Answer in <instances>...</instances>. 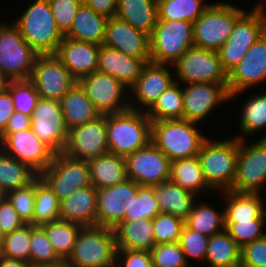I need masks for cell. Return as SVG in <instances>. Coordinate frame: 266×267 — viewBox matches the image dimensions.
<instances>
[{
    "label": "cell",
    "mask_w": 266,
    "mask_h": 267,
    "mask_svg": "<svg viewBox=\"0 0 266 267\" xmlns=\"http://www.w3.org/2000/svg\"><path fill=\"white\" fill-rule=\"evenodd\" d=\"M210 135L203 141L198 157L207 184L215 191L231 190L236 176L238 138ZM221 139V140H220Z\"/></svg>",
    "instance_id": "cell-1"
},
{
    "label": "cell",
    "mask_w": 266,
    "mask_h": 267,
    "mask_svg": "<svg viewBox=\"0 0 266 267\" xmlns=\"http://www.w3.org/2000/svg\"><path fill=\"white\" fill-rule=\"evenodd\" d=\"M24 7L12 19L24 40L38 54H55L64 35L57 27L48 0H31Z\"/></svg>",
    "instance_id": "cell-2"
},
{
    "label": "cell",
    "mask_w": 266,
    "mask_h": 267,
    "mask_svg": "<svg viewBox=\"0 0 266 267\" xmlns=\"http://www.w3.org/2000/svg\"><path fill=\"white\" fill-rule=\"evenodd\" d=\"M204 128L185 119L152 122L151 142L171 161L196 157L203 141L210 135Z\"/></svg>",
    "instance_id": "cell-3"
},
{
    "label": "cell",
    "mask_w": 266,
    "mask_h": 267,
    "mask_svg": "<svg viewBox=\"0 0 266 267\" xmlns=\"http://www.w3.org/2000/svg\"><path fill=\"white\" fill-rule=\"evenodd\" d=\"M230 1H213L193 23L194 47L217 52L225 44L233 31L236 20L250 5L245 3L240 6L239 2Z\"/></svg>",
    "instance_id": "cell-4"
},
{
    "label": "cell",
    "mask_w": 266,
    "mask_h": 267,
    "mask_svg": "<svg viewBox=\"0 0 266 267\" xmlns=\"http://www.w3.org/2000/svg\"><path fill=\"white\" fill-rule=\"evenodd\" d=\"M151 120L144 111L128 109L106 115L109 153L126 157L151 141Z\"/></svg>",
    "instance_id": "cell-5"
},
{
    "label": "cell",
    "mask_w": 266,
    "mask_h": 267,
    "mask_svg": "<svg viewBox=\"0 0 266 267\" xmlns=\"http://www.w3.org/2000/svg\"><path fill=\"white\" fill-rule=\"evenodd\" d=\"M117 250L113 228L84 226L64 264L68 267H115Z\"/></svg>",
    "instance_id": "cell-6"
},
{
    "label": "cell",
    "mask_w": 266,
    "mask_h": 267,
    "mask_svg": "<svg viewBox=\"0 0 266 267\" xmlns=\"http://www.w3.org/2000/svg\"><path fill=\"white\" fill-rule=\"evenodd\" d=\"M7 20H0V70L11 80L30 79L39 54L13 21Z\"/></svg>",
    "instance_id": "cell-7"
},
{
    "label": "cell",
    "mask_w": 266,
    "mask_h": 267,
    "mask_svg": "<svg viewBox=\"0 0 266 267\" xmlns=\"http://www.w3.org/2000/svg\"><path fill=\"white\" fill-rule=\"evenodd\" d=\"M193 46L192 22L157 20L150 36L151 62L173 65Z\"/></svg>",
    "instance_id": "cell-8"
},
{
    "label": "cell",
    "mask_w": 266,
    "mask_h": 267,
    "mask_svg": "<svg viewBox=\"0 0 266 267\" xmlns=\"http://www.w3.org/2000/svg\"><path fill=\"white\" fill-rule=\"evenodd\" d=\"M249 8L236 20L228 40L217 51L227 73L240 63L251 46L266 32V12Z\"/></svg>",
    "instance_id": "cell-9"
},
{
    "label": "cell",
    "mask_w": 266,
    "mask_h": 267,
    "mask_svg": "<svg viewBox=\"0 0 266 267\" xmlns=\"http://www.w3.org/2000/svg\"><path fill=\"white\" fill-rule=\"evenodd\" d=\"M231 190L258 194L266 191V139H238L236 176Z\"/></svg>",
    "instance_id": "cell-10"
},
{
    "label": "cell",
    "mask_w": 266,
    "mask_h": 267,
    "mask_svg": "<svg viewBox=\"0 0 266 267\" xmlns=\"http://www.w3.org/2000/svg\"><path fill=\"white\" fill-rule=\"evenodd\" d=\"M175 81L181 84L199 82L228 84L218 52L198 47L189 48L173 65Z\"/></svg>",
    "instance_id": "cell-11"
},
{
    "label": "cell",
    "mask_w": 266,
    "mask_h": 267,
    "mask_svg": "<svg viewBox=\"0 0 266 267\" xmlns=\"http://www.w3.org/2000/svg\"><path fill=\"white\" fill-rule=\"evenodd\" d=\"M227 86L228 84L207 82L182 84L183 119L203 126L208 123L205 125L208 127L210 125L208 121L215 119L213 114L218 111L217 108L219 111L221 108L223 110L227 103H231Z\"/></svg>",
    "instance_id": "cell-12"
},
{
    "label": "cell",
    "mask_w": 266,
    "mask_h": 267,
    "mask_svg": "<svg viewBox=\"0 0 266 267\" xmlns=\"http://www.w3.org/2000/svg\"><path fill=\"white\" fill-rule=\"evenodd\" d=\"M39 177L50 187L59 201L78 189L91 185L88 161L77 160L65 153H55L52 163Z\"/></svg>",
    "instance_id": "cell-13"
},
{
    "label": "cell",
    "mask_w": 266,
    "mask_h": 267,
    "mask_svg": "<svg viewBox=\"0 0 266 267\" xmlns=\"http://www.w3.org/2000/svg\"><path fill=\"white\" fill-rule=\"evenodd\" d=\"M77 82L101 115L130 109L129 89L113 76L95 71Z\"/></svg>",
    "instance_id": "cell-14"
},
{
    "label": "cell",
    "mask_w": 266,
    "mask_h": 267,
    "mask_svg": "<svg viewBox=\"0 0 266 267\" xmlns=\"http://www.w3.org/2000/svg\"><path fill=\"white\" fill-rule=\"evenodd\" d=\"M40 98L60 101L77 83L55 54H39L30 77Z\"/></svg>",
    "instance_id": "cell-15"
},
{
    "label": "cell",
    "mask_w": 266,
    "mask_h": 267,
    "mask_svg": "<svg viewBox=\"0 0 266 267\" xmlns=\"http://www.w3.org/2000/svg\"><path fill=\"white\" fill-rule=\"evenodd\" d=\"M127 177L140 186H156L170 179L171 160L151 141L126 157Z\"/></svg>",
    "instance_id": "cell-16"
},
{
    "label": "cell",
    "mask_w": 266,
    "mask_h": 267,
    "mask_svg": "<svg viewBox=\"0 0 266 267\" xmlns=\"http://www.w3.org/2000/svg\"><path fill=\"white\" fill-rule=\"evenodd\" d=\"M175 82L172 65L145 63L140 76L129 89L130 109L146 112L157 98Z\"/></svg>",
    "instance_id": "cell-17"
},
{
    "label": "cell",
    "mask_w": 266,
    "mask_h": 267,
    "mask_svg": "<svg viewBox=\"0 0 266 267\" xmlns=\"http://www.w3.org/2000/svg\"><path fill=\"white\" fill-rule=\"evenodd\" d=\"M31 128L55 153L65 150L69 130L64 121L60 101L40 98L31 116Z\"/></svg>",
    "instance_id": "cell-18"
},
{
    "label": "cell",
    "mask_w": 266,
    "mask_h": 267,
    "mask_svg": "<svg viewBox=\"0 0 266 267\" xmlns=\"http://www.w3.org/2000/svg\"><path fill=\"white\" fill-rule=\"evenodd\" d=\"M227 89L230 95L245 90L266 89V32L228 73Z\"/></svg>",
    "instance_id": "cell-19"
},
{
    "label": "cell",
    "mask_w": 266,
    "mask_h": 267,
    "mask_svg": "<svg viewBox=\"0 0 266 267\" xmlns=\"http://www.w3.org/2000/svg\"><path fill=\"white\" fill-rule=\"evenodd\" d=\"M0 148L28 165L40 175L52 163L55 152L40 140L32 128L8 134L1 142Z\"/></svg>",
    "instance_id": "cell-20"
},
{
    "label": "cell",
    "mask_w": 266,
    "mask_h": 267,
    "mask_svg": "<svg viewBox=\"0 0 266 267\" xmlns=\"http://www.w3.org/2000/svg\"><path fill=\"white\" fill-rule=\"evenodd\" d=\"M108 152L106 115L69 130L68 142L63 151L71 158L84 161Z\"/></svg>",
    "instance_id": "cell-21"
},
{
    "label": "cell",
    "mask_w": 266,
    "mask_h": 267,
    "mask_svg": "<svg viewBox=\"0 0 266 267\" xmlns=\"http://www.w3.org/2000/svg\"><path fill=\"white\" fill-rule=\"evenodd\" d=\"M139 187L136 182L127 179L115 186L97 189L96 225L114 228L120 223L137 196Z\"/></svg>",
    "instance_id": "cell-22"
},
{
    "label": "cell",
    "mask_w": 266,
    "mask_h": 267,
    "mask_svg": "<svg viewBox=\"0 0 266 267\" xmlns=\"http://www.w3.org/2000/svg\"><path fill=\"white\" fill-rule=\"evenodd\" d=\"M250 91L245 90L230 95L232 105L234 100H238L237 97L240 96L242 98L239 99L240 105L238 107L240 109L238 111L239 113L237 112V120H239L238 122H234L238 125L234 127H237L239 131L236 135H232L238 139H251L250 136L254 139L258 136V139H266V89H258V91L253 89L252 91L254 92L251 91L252 94ZM255 91L257 92L255 93ZM249 93L250 96H248ZM242 95L244 97L246 96V98L243 99L244 97ZM241 101H243L242 104Z\"/></svg>",
    "instance_id": "cell-23"
},
{
    "label": "cell",
    "mask_w": 266,
    "mask_h": 267,
    "mask_svg": "<svg viewBox=\"0 0 266 267\" xmlns=\"http://www.w3.org/2000/svg\"><path fill=\"white\" fill-rule=\"evenodd\" d=\"M103 45L117 49L129 56L151 61L150 36L119 18H108Z\"/></svg>",
    "instance_id": "cell-24"
},
{
    "label": "cell",
    "mask_w": 266,
    "mask_h": 267,
    "mask_svg": "<svg viewBox=\"0 0 266 267\" xmlns=\"http://www.w3.org/2000/svg\"><path fill=\"white\" fill-rule=\"evenodd\" d=\"M100 45L64 37L55 55L78 81L98 69Z\"/></svg>",
    "instance_id": "cell-25"
},
{
    "label": "cell",
    "mask_w": 266,
    "mask_h": 267,
    "mask_svg": "<svg viewBox=\"0 0 266 267\" xmlns=\"http://www.w3.org/2000/svg\"><path fill=\"white\" fill-rule=\"evenodd\" d=\"M97 71L109 74L130 89L138 79L144 62L117 49L101 45L98 52Z\"/></svg>",
    "instance_id": "cell-26"
},
{
    "label": "cell",
    "mask_w": 266,
    "mask_h": 267,
    "mask_svg": "<svg viewBox=\"0 0 266 267\" xmlns=\"http://www.w3.org/2000/svg\"><path fill=\"white\" fill-rule=\"evenodd\" d=\"M96 217L97 189L92 184L60 201V220L84 227L95 226Z\"/></svg>",
    "instance_id": "cell-27"
},
{
    "label": "cell",
    "mask_w": 266,
    "mask_h": 267,
    "mask_svg": "<svg viewBox=\"0 0 266 267\" xmlns=\"http://www.w3.org/2000/svg\"><path fill=\"white\" fill-rule=\"evenodd\" d=\"M217 194L220 195L218 201L220 200L224 205L225 221L266 219L263 194L242 193L233 190H225Z\"/></svg>",
    "instance_id": "cell-28"
},
{
    "label": "cell",
    "mask_w": 266,
    "mask_h": 267,
    "mask_svg": "<svg viewBox=\"0 0 266 267\" xmlns=\"http://www.w3.org/2000/svg\"><path fill=\"white\" fill-rule=\"evenodd\" d=\"M113 232L117 249L148 251L156 245L153 219L122 220Z\"/></svg>",
    "instance_id": "cell-29"
},
{
    "label": "cell",
    "mask_w": 266,
    "mask_h": 267,
    "mask_svg": "<svg viewBox=\"0 0 266 267\" xmlns=\"http://www.w3.org/2000/svg\"><path fill=\"white\" fill-rule=\"evenodd\" d=\"M170 180L197 197L217 194L207 184L198 156L171 161Z\"/></svg>",
    "instance_id": "cell-30"
},
{
    "label": "cell",
    "mask_w": 266,
    "mask_h": 267,
    "mask_svg": "<svg viewBox=\"0 0 266 267\" xmlns=\"http://www.w3.org/2000/svg\"><path fill=\"white\" fill-rule=\"evenodd\" d=\"M107 20V17L96 13L83 2L77 10L70 30L64 37L101 46L104 41Z\"/></svg>",
    "instance_id": "cell-31"
},
{
    "label": "cell",
    "mask_w": 266,
    "mask_h": 267,
    "mask_svg": "<svg viewBox=\"0 0 266 267\" xmlns=\"http://www.w3.org/2000/svg\"><path fill=\"white\" fill-rule=\"evenodd\" d=\"M154 196L158 201L160 213L172 214L184 221L198 198L170 179L154 186Z\"/></svg>",
    "instance_id": "cell-32"
},
{
    "label": "cell",
    "mask_w": 266,
    "mask_h": 267,
    "mask_svg": "<svg viewBox=\"0 0 266 267\" xmlns=\"http://www.w3.org/2000/svg\"><path fill=\"white\" fill-rule=\"evenodd\" d=\"M90 181L96 189L115 186L128 179L126 158L112 153L88 161Z\"/></svg>",
    "instance_id": "cell-33"
},
{
    "label": "cell",
    "mask_w": 266,
    "mask_h": 267,
    "mask_svg": "<svg viewBox=\"0 0 266 267\" xmlns=\"http://www.w3.org/2000/svg\"><path fill=\"white\" fill-rule=\"evenodd\" d=\"M68 130L95 120L101 114L77 82L60 100Z\"/></svg>",
    "instance_id": "cell-34"
},
{
    "label": "cell",
    "mask_w": 266,
    "mask_h": 267,
    "mask_svg": "<svg viewBox=\"0 0 266 267\" xmlns=\"http://www.w3.org/2000/svg\"><path fill=\"white\" fill-rule=\"evenodd\" d=\"M211 199L208 202L206 197H198L193 204L190 215L185 220V225L188 228L208 237L225 230L223 202L221 208L218 204L213 206Z\"/></svg>",
    "instance_id": "cell-35"
},
{
    "label": "cell",
    "mask_w": 266,
    "mask_h": 267,
    "mask_svg": "<svg viewBox=\"0 0 266 267\" xmlns=\"http://www.w3.org/2000/svg\"><path fill=\"white\" fill-rule=\"evenodd\" d=\"M116 17L151 36L158 20L157 0H118Z\"/></svg>",
    "instance_id": "cell-36"
},
{
    "label": "cell",
    "mask_w": 266,
    "mask_h": 267,
    "mask_svg": "<svg viewBox=\"0 0 266 267\" xmlns=\"http://www.w3.org/2000/svg\"><path fill=\"white\" fill-rule=\"evenodd\" d=\"M241 247L223 230L209 237L204 263L209 267H233L240 263Z\"/></svg>",
    "instance_id": "cell-37"
},
{
    "label": "cell",
    "mask_w": 266,
    "mask_h": 267,
    "mask_svg": "<svg viewBox=\"0 0 266 267\" xmlns=\"http://www.w3.org/2000/svg\"><path fill=\"white\" fill-rule=\"evenodd\" d=\"M39 175L0 148V187L6 192L28 186Z\"/></svg>",
    "instance_id": "cell-38"
},
{
    "label": "cell",
    "mask_w": 266,
    "mask_h": 267,
    "mask_svg": "<svg viewBox=\"0 0 266 267\" xmlns=\"http://www.w3.org/2000/svg\"><path fill=\"white\" fill-rule=\"evenodd\" d=\"M151 122L183 119L182 84H171L146 111Z\"/></svg>",
    "instance_id": "cell-39"
},
{
    "label": "cell",
    "mask_w": 266,
    "mask_h": 267,
    "mask_svg": "<svg viewBox=\"0 0 266 267\" xmlns=\"http://www.w3.org/2000/svg\"><path fill=\"white\" fill-rule=\"evenodd\" d=\"M211 0H157L158 20L194 23L211 5Z\"/></svg>",
    "instance_id": "cell-40"
},
{
    "label": "cell",
    "mask_w": 266,
    "mask_h": 267,
    "mask_svg": "<svg viewBox=\"0 0 266 267\" xmlns=\"http://www.w3.org/2000/svg\"><path fill=\"white\" fill-rule=\"evenodd\" d=\"M60 220V201L50 187L38 176L35 179L33 226Z\"/></svg>",
    "instance_id": "cell-41"
},
{
    "label": "cell",
    "mask_w": 266,
    "mask_h": 267,
    "mask_svg": "<svg viewBox=\"0 0 266 267\" xmlns=\"http://www.w3.org/2000/svg\"><path fill=\"white\" fill-rule=\"evenodd\" d=\"M57 255L65 262L71 255L81 225L58 220L41 225Z\"/></svg>",
    "instance_id": "cell-42"
},
{
    "label": "cell",
    "mask_w": 266,
    "mask_h": 267,
    "mask_svg": "<svg viewBox=\"0 0 266 267\" xmlns=\"http://www.w3.org/2000/svg\"><path fill=\"white\" fill-rule=\"evenodd\" d=\"M29 262L33 267H59L64 264L41 226L31 225Z\"/></svg>",
    "instance_id": "cell-43"
},
{
    "label": "cell",
    "mask_w": 266,
    "mask_h": 267,
    "mask_svg": "<svg viewBox=\"0 0 266 267\" xmlns=\"http://www.w3.org/2000/svg\"><path fill=\"white\" fill-rule=\"evenodd\" d=\"M31 241V224H25L20 229L5 235L0 255L29 262Z\"/></svg>",
    "instance_id": "cell-44"
},
{
    "label": "cell",
    "mask_w": 266,
    "mask_h": 267,
    "mask_svg": "<svg viewBox=\"0 0 266 267\" xmlns=\"http://www.w3.org/2000/svg\"><path fill=\"white\" fill-rule=\"evenodd\" d=\"M8 90L13 98L15 111L32 116L37 101L40 99L33 82L30 79L11 80Z\"/></svg>",
    "instance_id": "cell-45"
},
{
    "label": "cell",
    "mask_w": 266,
    "mask_h": 267,
    "mask_svg": "<svg viewBox=\"0 0 266 267\" xmlns=\"http://www.w3.org/2000/svg\"><path fill=\"white\" fill-rule=\"evenodd\" d=\"M159 213L160 207L154 196V186H140L123 220L153 219Z\"/></svg>",
    "instance_id": "cell-46"
},
{
    "label": "cell",
    "mask_w": 266,
    "mask_h": 267,
    "mask_svg": "<svg viewBox=\"0 0 266 267\" xmlns=\"http://www.w3.org/2000/svg\"><path fill=\"white\" fill-rule=\"evenodd\" d=\"M225 230L242 247L266 235V219L225 221Z\"/></svg>",
    "instance_id": "cell-47"
},
{
    "label": "cell",
    "mask_w": 266,
    "mask_h": 267,
    "mask_svg": "<svg viewBox=\"0 0 266 267\" xmlns=\"http://www.w3.org/2000/svg\"><path fill=\"white\" fill-rule=\"evenodd\" d=\"M209 237L194 231L184 225L179 241L185 259L191 267V262L200 261L204 263L207 253Z\"/></svg>",
    "instance_id": "cell-48"
},
{
    "label": "cell",
    "mask_w": 266,
    "mask_h": 267,
    "mask_svg": "<svg viewBox=\"0 0 266 267\" xmlns=\"http://www.w3.org/2000/svg\"><path fill=\"white\" fill-rule=\"evenodd\" d=\"M185 221L172 214L159 213L153 218V233L157 244L179 241Z\"/></svg>",
    "instance_id": "cell-49"
},
{
    "label": "cell",
    "mask_w": 266,
    "mask_h": 267,
    "mask_svg": "<svg viewBox=\"0 0 266 267\" xmlns=\"http://www.w3.org/2000/svg\"><path fill=\"white\" fill-rule=\"evenodd\" d=\"M150 253L153 267H190L178 242L157 244Z\"/></svg>",
    "instance_id": "cell-50"
},
{
    "label": "cell",
    "mask_w": 266,
    "mask_h": 267,
    "mask_svg": "<svg viewBox=\"0 0 266 267\" xmlns=\"http://www.w3.org/2000/svg\"><path fill=\"white\" fill-rule=\"evenodd\" d=\"M7 198L17 211L19 218L25 224L32 225L35 203V180L28 186L8 192Z\"/></svg>",
    "instance_id": "cell-51"
},
{
    "label": "cell",
    "mask_w": 266,
    "mask_h": 267,
    "mask_svg": "<svg viewBox=\"0 0 266 267\" xmlns=\"http://www.w3.org/2000/svg\"><path fill=\"white\" fill-rule=\"evenodd\" d=\"M48 2L58 29L65 35L70 30L83 0H48Z\"/></svg>",
    "instance_id": "cell-52"
},
{
    "label": "cell",
    "mask_w": 266,
    "mask_h": 267,
    "mask_svg": "<svg viewBox=\"0 0 266 267\" xmlns=\"http://www.w3.org/2000/svg\"><path fill=\"white\" fill-rule=\"evenodd\" d=\"M240 263L247 267H266V235L241 247Z\"/></svg>",
    "instance_id": "cell-53"
},
{
    "label": "cell",
    "mask_w": 266,
    "mask_h": 267,
    "mask_svg": "<svg viewBox=\"0 0 266 267\" xmlns=\"http://www.w3.org/2000/svg\"><path fill=\"white\" fill-rule=\"evenodd\" d=\"M115 267H153L151 253L141 250L118 249Z\"/></svg>",
    "instance_id": "cell-54"
},
{
    "label": "cell",
    "mask_w": 266,
    "mask_h": 267,
    "mask_svg": "<svg viewBox=\"0 0 266 267\" xmlns=\"http://www.w3.org/2000/svg\"><path fill=\"white\" fill-rule=\"evenodd\" d=\"M25 223L19 218L17 211L6 197L0 203V226L6 234L20 229Z\"/></svg>",
    "instance_id": "cell-55"
},
{
    "label": "cell",
    "mask_w": 266,
    "mask_h": 267,
    "mask_svg": "<svg viewBox=\"0 0 266 267\" xmlns=\"http://www.w3.org/2000/svg\"><path fill=\"white\" fill-rule=\"evenodd\" d=\"M14 112L13 98L7 89L0 93V135L5 131Z\"/></svg>",
    "instance_id": "cell-56"
},
{
    "label": "cell",
    "mask_w": 266,
    "mask_h": 267,
    "mask_svg": "<svg viewBox=\"0 0 266 267\" xmlns=\"http://www.w3.org/2000/svg\"><path fill=\"white\" fill-rule=\"evenodd\" d=\"M31 127V116L15 111L8 121L5 131L0 135V142L10 133L18 132Z\"/></svg>",
    "instance_id": "cell-57"
},
{
    "label": "cell",
    "mask_w": 266,
    "mask_h": 267,
    "mask_svg": "<svg viewBox=\"0 0 266 267\" xmlns=\"http://www.w3.org/2000/svg\"><path fill=\"white\" fill-rule=\"evenodd\" d=\"M83 2L107 18L116 16L118 0H83Z\"/></svg>",
    "instance_id": "cell-58"
},
{
    "label": "cell",
    "mask_w": 266,
    "mask_h": 267,
    "mask_svg": "<svg viewBox=\"0 0 266 267\" xmlns=\"http://www.w3.org/2000/svg\"><path fill=\"white\" fill-rule=\"evenodd\" d=\"M0 267H33L30 262L10 259L0 255Z\"/></svg>",
    "instance_id": "cell-59"
},
{
    "label": "cell",
    "mask_w": 266,
    "mask_h": 267,
    "mask_svg": "<svg viewBox=\"0 0 266 267\" xmlns=\"http://www.w3.org/2000/svg\"><path fill=\"white\" fill-rule=\"evenodd\" d=\"M11 79L0 70V93L8 89Z\"/></svg>",
    "instance_id": "cell-60"
},
{
    "label": "cell",
    "mask_w": 266,
    "mask_h": 267,
    "mask_svg": "<svg viewBox=\"0 0 266 267\" xmlns=\"http://www.w3.org/2000/svg\"><path fill=\"white\" fill-rule=\"evenodd\" d=\"M254 1L256 3H254ZM252 4H254V5L253 6L250 5L251 8L266 12V0H260L258 2H257V0H253Z\"/></svg>",
    "instance_id": "cell-61"
},
{
    "label": "cell",
    "mask_w": 266,
    "mask_h": 267,
    "mask_svg": "<svg viewBox=\"0 0 266 267\" xmlns=\"http://www.w3.org/2000/svg\"><path fill=\"white\" fill-rule=\"evenodd\" d=\"M7 197V193L0 187V203Z\"/></svg>",
    "instance_id": "cell-62"
},
{
    "label": "cell",
    "mask_w": 266,
    "mask_h": 267,
    "mask_svg": "<svg viewBox=\"0 0 266 267\" xmlns=\"http://www.w3.org/2000/svg\"><path fill=\"white\" fill-rule=\"evenodd\" d=\"M4 238H5V233L3 232V230H2V228H1V226H0V249H1V247H2Z\"/></svg>",
    "instance_id": "cell-63"
},
{
    "label": "cell",
    "mask_w": 266,
    "mask_h": 267,
    "mask_svg": "<svg viewBox=\"0 0 266 267\" xmlns=\"http://www.w3.org/2000/svg\"><path fill=\"white\" fill-rule=\"evenodd\" d=\"M266 191H265V193L263 194V197H264V210H265V217H266Z\"/></svg>",
    "instance_id": "cell-64"
},
{
    "label": "cell",
    "mask_w": 266,
    "mask_h": 267,
    "mask_svg": "<svg viewBox=\"0 0 266 267\" xmlns=\"http://www.w3.org/2000/svg\"><path fill=\"white\" fill-rule=\"evenodd\" d=\"M233 267H247V266L243 265L242 263H239L237 265H234Z\"/></svg>",
    "instance_id": "cell-65"
},
{
    "label": "cell",
    "mask_w": 266,
    "mask_h": 267,
    "mask_svg": "<svg viewBox=\"0 0 266 267\" xmlns=\"http://www.w3.org/2000/svg\"><path fill=\"white\" fill-rule=\"evenodd\" d=\"M59 267H68V266H66L65 264H63V265H61V266H59Z\"/></svg>",
    "instance_id": "cell-66"
}]
</instances>
